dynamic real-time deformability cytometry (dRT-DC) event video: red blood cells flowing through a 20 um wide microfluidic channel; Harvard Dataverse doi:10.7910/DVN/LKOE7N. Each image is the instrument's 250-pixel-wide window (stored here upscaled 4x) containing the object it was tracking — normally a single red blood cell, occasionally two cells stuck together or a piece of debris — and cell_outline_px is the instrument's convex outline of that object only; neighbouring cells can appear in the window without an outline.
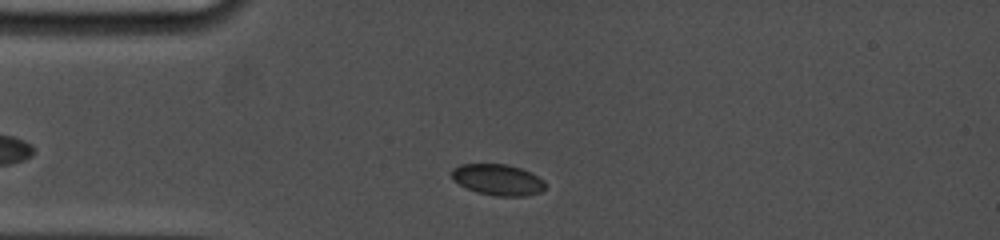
{"species": "common noctule bat (a hibernating species)", "species_latin": "Nyctalus noctula", "temperature_condition": "cold", "stored_images_in_passage": 27, "camera_frame_rate_fps": 5000, "um_per_image_px": 0.085, "animal": {"sex": "female", "body_mass_g": 19.0, "forearm_length_mm": 53.3}, "frame": {"image": 1, "passage_image": 2, "time_ms": 0.6, "image_size_px": [1000, 240], "cell_outline_px": [[548, 184], [540, 192], [524, 196], [496, 196], [476, 192], [452, 180], [452, 168], [460, 164], [508, 164], [532, 172], [544, 180]], "centroid_in_image_um": [42.34, 15.27], "position_along_channel_um": 42.7, "area_um2": 17.11}}
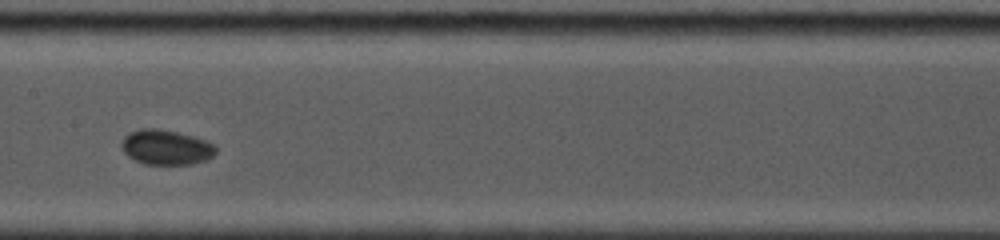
{"frame": {"image": 2, "passage_image": 10, "time_ms": 5.2, "image_size_px": [1000, 240], "cell_outline_px": [[216, 152], [208, 160], [192, 164], [144, 164], [128, 156], [124, 152], [120, 144], [124, 136], [128, 132], [140, 128], [156, 128], [176, 132], [192, 136], [204, 140], [212, 144], [216, 148]], "centroid_in_image_um": [14.08, 12.52], "position_along_channel_um": 193.3, "area_um2": 19.19}}
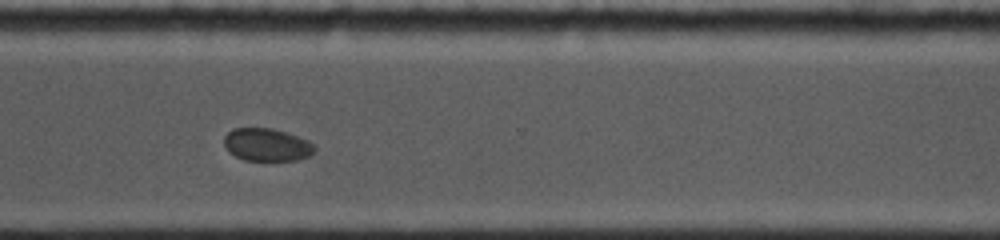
{"frame": {"image": 3, "passage_image": 20, "time_ms": 9.4, "image_size_px": [1000, 240], "cell_outline_px": [[316, 148], [308, 156], [296, 160], [244, 160], [228, 152], [224, 144], [224, 136], [232, 128], [272, 128], [308, 140]], "centroid_in_image_um": [22.64, 12.3], "position_along_channel_um": 348.0, "area_um2": 17.11}, "authors_computed_cell_mechanics": {"area_um2": 18.3226, "velocity_mm_per_s": 3.6713, "shape_relaxation_time_tau1_ms": 3.1713, "shape_relaxation_time_tau2_ms": null, "deformation_change_tau1": 0.0652, "deformation_change_tau2": null}}